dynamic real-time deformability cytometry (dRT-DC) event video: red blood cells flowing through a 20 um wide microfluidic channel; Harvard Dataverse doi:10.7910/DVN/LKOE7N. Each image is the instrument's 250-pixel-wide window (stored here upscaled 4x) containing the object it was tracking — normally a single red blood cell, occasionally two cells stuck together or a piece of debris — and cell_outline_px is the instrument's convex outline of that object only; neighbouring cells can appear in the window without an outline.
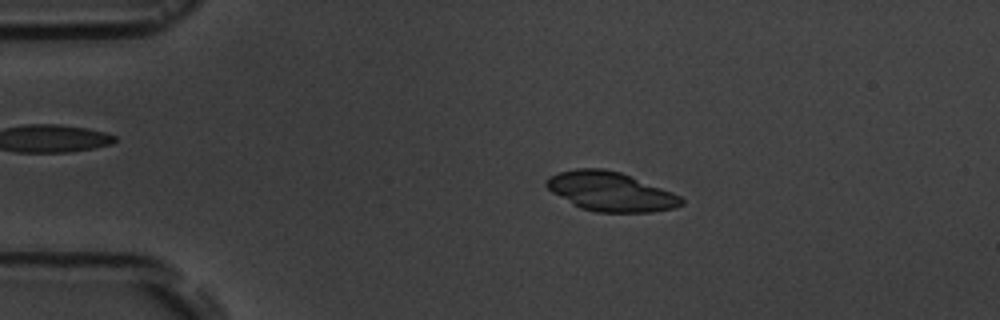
{"species": "common noctule bat (a hibernating species)", "species_latin": "Nyctalus noctula", "temperature_condition": "room temperature", "stored_images_in_passage": 9, "camera_frame_rate_fps": 3000, "um_per_image_px": 0.085, "animal": {"sex": "male", "body_mass_g": 19.5, "forearm_length_mm": 54.6}, "frame": {"image": 1, "passage_image": 2, "time_ms": 1.333, "image_size_px": [1000, 320], "cell_outline_px": [[684, 204], [676, 208], [652, 212], [596, 212], [580, 208], [572, 204], [552, 192], [544, 184], [544, 180], [548, 176], [556, 172], [576, 168], [604, 168], [620, 172], [672, 192], [680, 196], [684, 200]], "centroid_in_image_um": [51.86, 16.28], "position_along_channel_um": 33.1, "area_um2": 31.04}}